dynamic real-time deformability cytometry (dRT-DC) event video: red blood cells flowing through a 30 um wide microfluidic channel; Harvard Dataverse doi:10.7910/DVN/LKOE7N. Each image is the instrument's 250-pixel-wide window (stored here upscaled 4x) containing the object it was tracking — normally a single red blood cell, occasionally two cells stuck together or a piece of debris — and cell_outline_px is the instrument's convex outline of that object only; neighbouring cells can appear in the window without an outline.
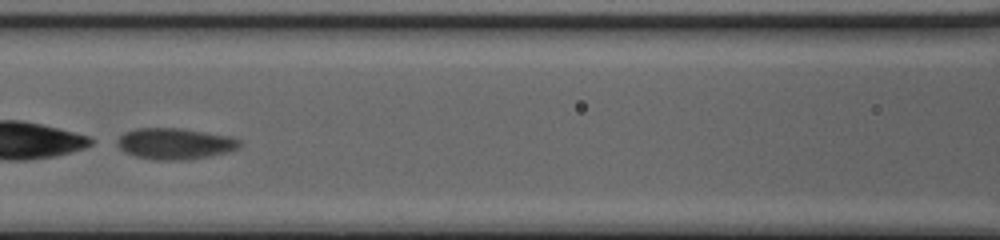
{"species": "common noctule bat (a hibernating species)", "species_latin": "Nyctalus noctula", "temperature_condition": "cold", "stored_images_in_passage": 39, "camera_frame_rate_fps": 3000, "um_per_image_px": 0.085, "animal": {"sex": "female", "body_mass_g": 20.0, "forearm_length_mm": 54.0}, "frame": {"image": 1, "passage_image": 13, "time_ms": 4.0, "image_size_px": [1000, 240], "cell_outline_px": [[240, 148], [208, 156], [184, 160], [156, 160], [136, 156], [124, 152], [112, 140], [124, 132], [136, 128], [180, 128], [232, 136], [240, 140]], "centroid_in_image_um": [14.81, 12.2], "position_along_channel_um": 151.8, "area_um2": 22.43}}
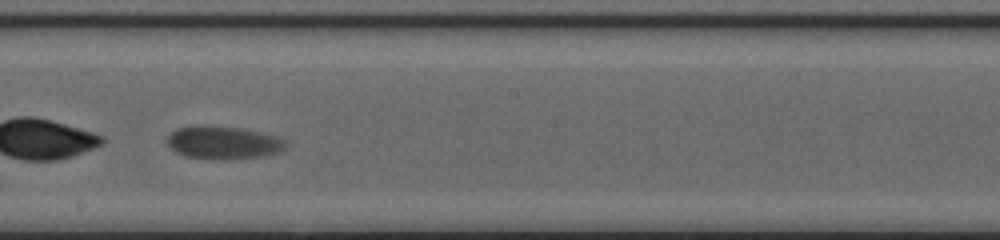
{"frame": {"image": 2, "passage_image": 19, "time_ms": 6.0, "image_size_px": [1000, 240], "cell_outline_px": [[288, 144], [284, 148], [268, 156], [228, 160], [216, 160], [184, 156], [176, 152], [168, 144], [168, 136], [176, 128], [240, 128], [260, 132], [276, 136], [288, 140]], "centroid_in_image_um": [19.06, 12.18], "position_along_channel_um": 229.1, "area_um2": 22.25}, "authors_computed_cell_mechanics": {"area_um2": 23.8136, "velocity_mm_per_s": 3.8783, "shape_relaxation_time_tau1_ms": 1.1595, "shape_relaxation_time_tau2_ms": 3.8891, "deformation_change_tau1": 0.2327, "deformation_change_tau2": 0.0734}}